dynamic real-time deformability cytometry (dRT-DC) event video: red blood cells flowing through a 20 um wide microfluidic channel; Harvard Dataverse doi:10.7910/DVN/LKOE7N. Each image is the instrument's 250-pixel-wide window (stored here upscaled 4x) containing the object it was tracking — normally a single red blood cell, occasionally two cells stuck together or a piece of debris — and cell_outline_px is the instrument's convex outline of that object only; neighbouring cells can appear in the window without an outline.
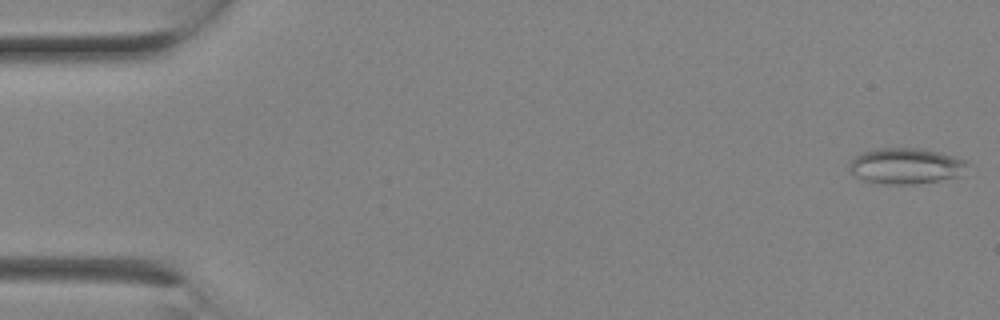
{"species": "Egyptian fruit bat (a non-hibernating species)", "species_latin": "Rousettus aegyptiacus", "temperature_condition": "room temperature", "stored_images_in_passage": 2, "camera_frame_rate_fps": 3000, "um_per_image_px": 0.085, "animal": {"sex": "female"}, "frame": {"image": 1, "passage_image": 1, "time_ms": 0.0, "image_size_px": [1000, 320], "cell_outline_px": [[968, 164], [960, 176], [916, 184], [884, 184], [864, 180], [856, 176], [852, 172], [852, 160], [856, 156], [864, 152], [880, 148], [916, 148], [940, 152], [964, 160]], "centroid_in_image_um": [77.03, 14.11], "position_along_channel_um": 8.0, "area_um2": 24.16}}